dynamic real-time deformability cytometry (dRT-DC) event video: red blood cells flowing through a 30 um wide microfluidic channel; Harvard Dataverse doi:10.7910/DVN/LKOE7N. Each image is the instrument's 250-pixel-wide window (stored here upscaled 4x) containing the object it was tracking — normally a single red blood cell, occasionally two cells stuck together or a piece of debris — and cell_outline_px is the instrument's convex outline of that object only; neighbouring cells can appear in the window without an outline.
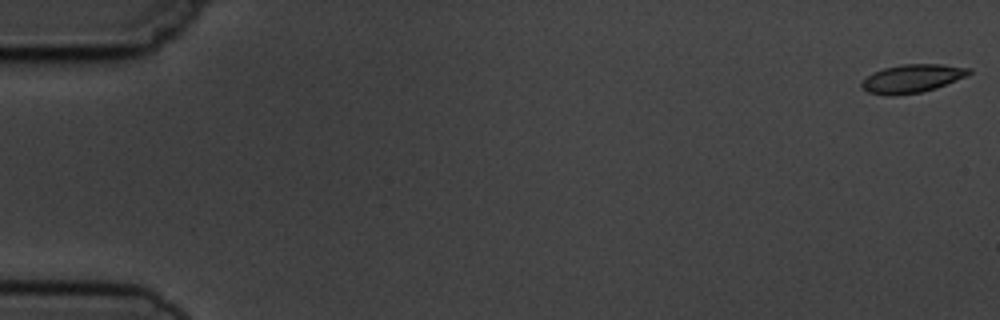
{"species": "common noctule bat (a hibernating species)", "species_latin": "Nyctalus noctula", "temperature_condition": "cold", "stored_images_in_passage": 9, "camera_frame_rate_fps": 3000, "um_per_image_px": 0.085, "animal": {"sex": "male", "body_mass_g": 19.5, "forearm_length_mm": 54.6}, "frame": {"image": 1, "passage_image": 1, "time_ms": 0.0, "image_size_px": [1000, 320], "cell_outline_px": [[972, 72], [968, 76], [936, 88], [920, 92], [896, 96], [888, 96], [868, 92], [860, 84], [868, 76], [884, 68], [904, 64], [940, 64], [972, 68]], "centroid_in_image_um": [77.59, 6.68], "position_along_channel_um": 7.4, "area_um2": 17.63}}
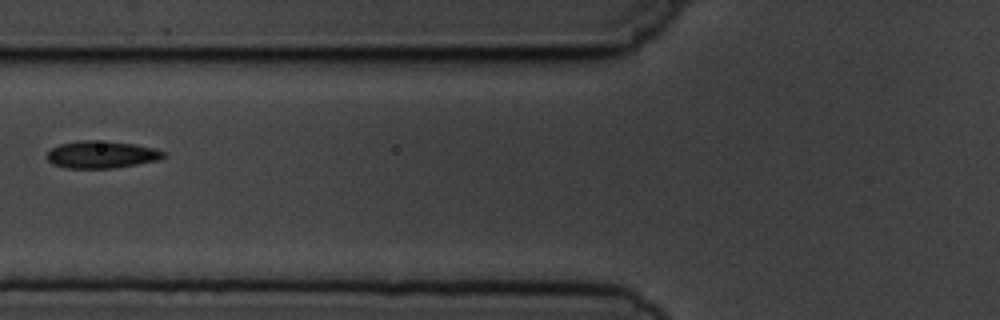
{"frame": {"image": 2, "passage_image": 7, "time_ms": 7.0, "image_size_px": [1000, 320], "cell_outline_px": [[168, 156], [160, 160], [112, 168], [64, 168], [52, 164], [44, 156], [52, 148], [60, 144], [80, 140], [108, 140], [136, 144], [156, 148], [168, 152]], "centroid_in_image_um": [8.68, 13.12], "position_along_channel_um": 117.1, "area_um2": 19.02}}
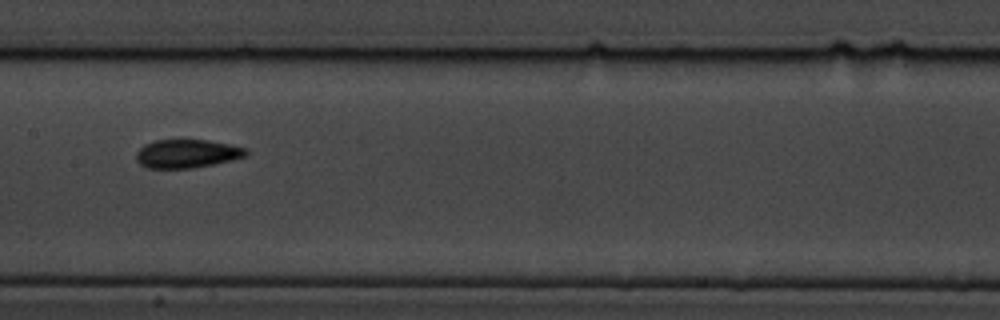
{"frame": {"image": 3, "passage_image": 9, "time_ms": 9.0, "image_size_px": [1000, 320], "cell_outline_px": [[248, 156], [232, 160], [192, 168], [148, 168], [140, 164], [136, 160], [136, 152], [144, 144], [156, 140], [208, 140], [248, 148]], "centroid_in_image_um": [15.91, 13.06], "position_along_channel_um": 191.5, "area_um2": 18.26}}